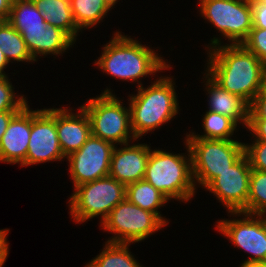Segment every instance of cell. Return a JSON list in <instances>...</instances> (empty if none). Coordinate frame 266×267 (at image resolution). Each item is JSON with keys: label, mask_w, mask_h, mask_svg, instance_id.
Here are the masks:
<instances>
[{"label": "cell", "mask_w": 266, "mask_h": 267, "mask_svg": "<svg viewBox=\"0 0 266 267\" xmlns=\"http://www.w3.org/2000/svg\"><path fill=\"white\" fill-rule=\"evenodd\" d=\"M18 111H2L0 112V141L8 127L9 122Z\"/></svg>", "instance_id": "d6a6232c"}, {"label": "cell", "mask_w": 266, "mask_h": 267, "mask_svg": "<svg viewBox=\"0 0 266 267\" xmlns=\"http://www.w3.org/2000/svg\"><path fill=\"white\" fill-rule=\"evenodd\" d=\"M247 213L266 214V172L251 169Z\"/></svg>", "instance_id": "d4e9b609"}, {"label": "cell", "mask_w": 266, "mask_h": 267, "mask_svg": "<svg viewBox=\"0 0 266 267\" xmlns=\"http://www.w3.org/2000/svg\"><path fill=\"white\" fill-rule=\"evenodd\" d=\"M104 230L115 234L106 242H140L165 224L154 214L131 203L127 198L112 209L102 222Z\"/></svg>", "instance_id": "9c48e42d"}, {"label": "cell", "mask_w": 266, "mask_h": 267, "mask_svg": "<svg viewBox=\"0 0 266 267\" xmlns=\"http://www.w3.org/2000/svg\"><path fill=\"white\" fill-rule=\"evenodd\" d=\"M219 42L216 37L211 40L206 72L222 88L250 105L266 80V65L242 44L222 46Z\"/></svg>", "instance_id": "6da1fadb"}, {"label": "cell", "mask_w": 266, "mask_h": 267, "mask_svg": "<svg viewBox=\"0 0 266 267\" xmlns=\"http://www.w3.org/2000/svg\"><path fill=\"white\" fill-rule=\"evenodd\" d=\"M37 9L44 15L47 24L64 31L73 41L80 29L77 27L70 0H32Z\"/></svg>", "instance_id": "d6986e66"}, {"label": "cell", "mask_w": 266, "mask_h": 267, "mask_svg": "<svg viewBox=\"0 0 266 267\" xmlns=\"http://www.w3.org/2000/svg\"><path fill=\"white\" fill-rule=\"evenodd\" d=\"M208 78V79H207ZM206 86L209 94V110L233 119L237 124L242 122L246 127L249 120V104L240 96L231 94L206 74Z\"/></svg>", "instance_id": "ac0fdd59"}, {"label": "cell", "mask_w": 266, "mask_h": 267, "mask_svg": "<svg viewBox=\"0 0 266 267\" xmlns=\"http://www.w3.org/2000/svg\"><path fill=\"white\" fill-rule=\"evenodd\" d=\"M9 232L8 229L0 230V267L3 266L5 263L7 256H8V242H7V233Z\"/></svg>", "instance_id": "1f68e13d"}, {"label": "cell", "mask_w": 266, "mask_h": 267, "mask_svg": "<svg viewBox=\"0 0 266 267\" xmlns=\"http://www.w3.org/2000/svg\"><path fill=\"white\" fill-rule=\"evenodd\" d=\"M123 145L112 152L109 175L127 186L144 179L151 149L147 144Z\"/></svg>", "instance_id": "2e32d148"}, {"label": "cell", "mask_w": 266, "mask_h": 267, "mask_svg": "<svg viewBox=\"0 0 266 267\" xmlns=\"http://www.w3.org/2000/svg\"><path fill=\"white\" fill-rule=\"evenodd\" d=\"M249 119H266V80L249 105Z\"/></svg>", "instance_id": "f1b7e54d"}, {"label": "cell", "mask_w": 266, "mask_h": 267, "mask_svg": "<svg viewBox=\"0 0 266 267\" xmlns=\"http://www.w3.org/2000/svg\"><path fill=\"white\" fill-rule=\"evenodd\" d=\"M201 14L232 45L242 44L253 28L251 5L238 0H200Z\"/></svg>", "instance_id": "30bf717a"}, {"label": "cell", "mask_w": 266, "mask_h": 267, "mask_svg": "<svg viewBox=\"0 0 266 267\" xmlns=\"http://www.w3.org/2000/svg\"><path fill=\"white\" fill-rule=\"evenodd\" d=\"M8 61L5 58V55L3 53V51L0 49V75H6L5 73H3L4 68L6 67V65H8Z\"/></svg>", "instance_id": "e575fe53"}, {"label": "cell", "mask_w": 266, "mask_h": 267, "mask_svg": "<svg viewBox=\"0 0 266 267\" xmlns=\"http://www.w3.org/2000/svg\"><path fill=\"white\" fill-rule=\"evenodd\" d=\"M70 6L80 30L97 25L110 10L104 0H70Z\"/></svg>", "instance_id": "603a6c76"}, {"label": "cell", "mask_w": 266, "mask_h": 267, "mask_svg": "<svg viewBox=\"0 0 266 267\" xmlns=\"http://www.w3.org/2000/svg\"><path fill=\"white\" fill-rule=\"evenodd\" d=\"M249 4H266V0H250Z\"/></svg>", "instance_id": "74e56055"}, {"label": "cell", "mask_w": 266, "mask_h": 267, "mask_svg": "<svg viewBox=\"0 0 266 267\" xmlns=\"http://www.w3.org/2000/svg\"><path fill=\"white\" fill-rule=\"evenodd\" d=\"M12 0H0V18L7 21L10 15Z\"/></svg>", "instance_id": "836d02e7"}, {"label": "cell", "mask_w": 266, "mask_h": 267, "mask_svg": "<svg viewBox=\"0 0 266 267\" xmlns=\"http://www.w3.org/2000/svg\"><path fill=\"white\" fill-rule=\"evenodd\" d=\"M251 167L244 153L227 170L219 173L206 189L227 207L228 212L247 213Z\"/></svg>", "instance_id": "5bb4252c"}, {"label": "cell", "mask_w": 266, "mask_h": 267, "mask_svg": "<svg viewBox=\"0 0 266 267\" xmlns=\"http://www.w3.org/2000/svg\"><path fill=\"white\" fill-rule=\"evenodd\" d=\"M0 49L8 62H11V59L27 63L35 61L22 35L8 21H2L0 24Z\"/></svg>", "instance_id": "44dd1931"}, {"label": "cell", "mask_w": 266, "mask_h": 267, "mask_svg": "<svg viewBox=\"0 0 266 267\" xmlns=\"http://www.w3.org/2000/svg\"><path fill=\"white\" fill-rule=\"evenodd\" d=\"M70 213L77 223L101 215V223L110 211L126 198V186L110 175L74 188Z\"/></svg>", "instance_id": "ba28073f"}, {"label": "cell", "mask_w": 266, "mask_h": 267, "mask_svg": "<svg viewBox=\"0 0 266 267\" xmlns=\"http://www.w3.org/2000/svg\"><path fill=\"white\" fill-rule=\"evenodd\" d=\"M7 21L22 35L35 61L39 54L57 56L73 45L64 31L47 24L32 0H12Z\"/></svg>", "instance_id": "3957f363"}, {"label": "cell", "mask_w": 266, "mask_h": 267, "mask_svg": "<svg viewBox=\"0 0 266 267\" xmlns=\"http://www.w3.org/2000/svg\"><path fill=\"white\" fill-rule=\"evenodd\" d=\"M118 0H104V2L106 3V5L111 9V7H113L115 4H116V2H117Z\"/></svg>", "instance_id": "8d00e7d4"}, {"label": "cell", "mask_w": 266, "mask_h": 267, "mask_svg": "<svg viewBox=\"0 0 266 267\" xmlns=\"http://www.w3.org/2000/svg\"><path fill=\"white\" fill-rule=\"evenodd\" d=\"M191 154L192 174L204 188L219 173L227 170L244 154V144L237 140L186 138Z\"/></svg>", "instance_id": "52a82bcc"}, {"label": "cell", "mask_w": 266, "mask_h": 267, "mask_svg": "<svg viewBox=\"0 0 266 267\" xmlns=\"http://www.w3.org/2000/svg\"><path fill=\"white\" fill-rule=\"evenodd\" d=\"M247 128L253 132L255 140L266 142V119H249Z\"/></svg>", "instance_id": "4dcf8cb0"}, {"label": "cell", "mask_w": 266, "mask_h": 267, "mask_svg": "<svg viewBox=\"0 0 266 267\" xmlns=\"http://www.w3.org/2000/svg\"><path fill=\"white\" fill-rule=\"evenodd\" d=\"M243 219L221 220L216 228L240 249L252 256L245 264H266V216L242 212H229ZM254 216V217H253ZM256 216V217H255Z\"/></svg>", "instance_id": "8fae6325"}, {"label": "cell", "mask_w": 266, "mask_h": 267, "mask_svg": "<svg viewBox=\"0 0 266 267\" xmlns=\"http://www.w3.org/2000/svg\"><path fill=\"white\" fill-rule=\"evenodd\" d=\"M238 1H243V2H247V3L250 2V0H238Z\"/></svg>", "instance_id": "f35d334b"}, {"label": "cell", "mask_w": 266, "mask_h": 267, "mask_svg": "<svg viewBox=\"0 0 266 267\" xmlns=\"http://www.w3.org/2000/svg\"><path fill=\"white\" fill-rule=\"evenodd\" d=\"M12 84L6 75H0V112L2 111H19L27 100L21 95L15 99V92Z\"/></svg>", "instance_id": "484cf974"}, {"label": "cell", "mask_w": 266, "mask_h": 267, "mask_svg": "<svg viewBox=\"0 0 266 267\" xmlns=\"http://www.w3.org/2000/svg\"><path fill=\"white\" fill-rule=\"evenodd\" d=\"M119 33L114 34L95 62L103 72L115 78L136 82L144 76L171 68L154 50Z\"/></svg>", "instance_id": "7a4b0ae2"}, {"label": "cell", "mask_w": 266, "mask_h": 267, "mask_svg": "<svg viewBox=\"0 0 266 267\" xmlns=\"http://www.w3.org/2000/svg\"><path fill=\"white\" fill-rule=\"evenodd\" d=\"M251 169L266 172V142L255 140L252 145L244 144Z\"/></svg>", "instance_id": "83f0119b"}, {"label": "cell", "mask_w": 266, "mask_h": 267, "mask_svg": "<svg viewBox=\"0 0 266 267\" xmlns=\"http://www.w3.org/2000/svg\"><path fill=\"white\" fill-rule=\"evenodd\" d=\"M126 198L143 210L154 213L165 225L168 223L158 211L168 199L144 179L126 186Z\"/></svg>", "instance_id": "ffe728a7"}, {"label": "cell", "mask_w": 266, "mask_h": 267, "mask_svg": "<svg viewBox=\"0 0 266 267\" xmlns=\"http://www.w3.org/2000/svg\"><path fill=\"white\" fill-rule=\"evenodd\" d=\"M186 146L188 157L159 149L150 151L144 180L154 186L168 200L177 199L187 202L196 192L191 154L187 143Z\"/></svg>", "instance_id": "5b68a950"}, {"label": "cell", "mask_w": 266, "mask_h": 267, "mask_svg": "<svg viewBox=\"0 0 266 267\" xmlns=\"http://www.w3.org/2000/svg\"><path fill=\"white\" fill-rule=\"evenodd\" d=\"M240 267H266V264H245L242 263Z\"/></svg>", "instance_id": "d590c367"}, {"label": "cell", "mask_w": 266, "mask_h": 267, "mask_svg": "<svg viewBox=\"0 0 266 267\" xmlns=\"http://www.w3.org/2000/svg\"><path fill=\"white\" fill-rule=\"evenodd\" d=\"M66 158L56 129V109L31 110V133L25 162L28 166Z\"/></svg>", "instance_id": "4fadbf2b"}, {"label": "cell", "mask_w": 266, "mask_h": 267, "mask_svg": "<svg viewBox=\"0 0 266 267\" xmlns=\"http://www.w3.org/2000/svg\"><path fill=\"white\" fill-rule=\"evenodd\" d=\"M170 77H160L146 89L138 84L137 95L130 96V119L132 131L138 139L178 114V100Z\"/></svg>", "instance_id": "277c9868"}, {"label": "cell", "mask_w": 266, "mask_h": 267, "mask_svg": "<svg viewBox=\"0 0 266 267\" xmlns=\"http://www.w3.org/2000/svg\"><path fill=\"white\" fill-rule=\"evenodd\" d=\"M237 123L228 116L208 110L203 117L204 135L190 133L186 138H205L215 140H233L231 137L237 128Z\"/></svg>", "instance_id": "cb8c5ba5"}, {"label": "cell", "mask_w": 266, "mask_h": 267, "mask_svg": "<svg viewBox=\"0 0 266 267\" xmlns=\"http://www.w3.org/2000/svg\"><path fill=\"white\" fill-rule=\"evenodd\" d=\"M242 45L266 65V29L252 28Z\"/></svg>", "instance_id": "4316f807"}, {"label": "cell", "mask_w": 266, "mask_h": 267, "mask_svg": "<svg viewBox=\"0 0 266 267\" xmlns=\"http://www.w3.org/2000/svg\"><path fill=\"white\" fill-rule=\"evenodd\" d=\"M122 104L121 100L106 89L97 98H91L85 105H81L88 115L91 135L114 145L129 143L131 138L135 140L131 128L130 109Z\"/></svg>", "instance_id": "8992f818"}, {"label": "cell", "mask_w": 266, "mask_h": 267, "mask_svg": "<svg viewBox=\"0 0 266 267\" xmlns=\"http://www.w3.org/2000/svg\"><path fill=\"white\" fill-rule=\"evenodd\" d=\"M31 133V110L24 105L11 119L0 141V162H25Z\"/></svg>", "instance_id": "9a60e30c"}, {"label": "cell", "mask_w": 266, "mask_h": 267, "mask_svg": "<svg viewBox=\"0 0 266 267\" xmlns=\"http://www.w3.org/2000/svg\"><path fill=\"white\" fill-rule=\"evenodd\" d=\"M69 112L67 108H56V129L59 145L65 157L78 151L91 136V125L85 110Z\"/></svg>", "instance_id": "e0dca14e"}, {"label": "cell", "mask_w": 266, "mask_h": 267, "mask_svg": "<svg viewBox=\"0 0 266 267\" xmlns=\"http://www.w3.org/2000/svg\"><path fill=\"white\" fill-rule=\"evenodd\" d=\"M114 148L111 142L91 135L78 151L67 156L73 186L108 176Z\"/></svg>", "instance_id": "7c38bea8"}, {"label": "cell", "mask_w": 266, "mask_h": 267, "mask_svg": "<svg viewBox=\"0 0 266 267\" xmlns=\"http://www.w3.org/2000/svg\"><path fill=\"white\" fill-rule=\"evenodd\" d=\"M130 243H105L101 253L85 267H142L129 252Z\"/></svg>", "instance_id": "7402d4cb"}, {"label": "cell", "mask_w": 266, "mask_h": 267, "mask_svg": "<svg viewBox=\"0 0 266 267\" xmlns=\"http://www.w3.org/2000/svg\"><path fill=\"white\" fill-rule=\"evenodd\" d=\"M253 28L266 29V4H250Z\"/></svg>", "instance_id": "f546056e"}]
</instances>
